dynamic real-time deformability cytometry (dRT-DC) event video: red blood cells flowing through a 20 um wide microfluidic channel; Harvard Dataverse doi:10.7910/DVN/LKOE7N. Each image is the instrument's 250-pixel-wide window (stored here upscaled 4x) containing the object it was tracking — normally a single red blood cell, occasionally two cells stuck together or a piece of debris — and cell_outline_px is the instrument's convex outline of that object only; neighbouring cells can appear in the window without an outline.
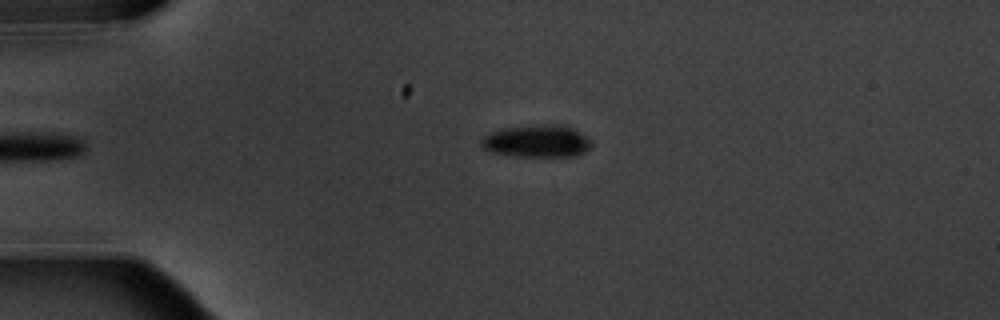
{"species": "common noctule bat (a hibernating species)", "species_latin": "Nyctalus noctula", "temperature_condition": "warm", "stored_images_in_passage": 5, "camera_frame_rate_fps": 3000, "um_per_image_px": 0.085, "animal": {"sex": "male", "body_mass_g": 20.1, "forearm_length_mm": 53.5}, "frame": {"image": 1, "passage_image": 5, "time_ms": 5.667, "image_size_px": [1000, 320], "cell_outline_px": [[592, 144], [584, 152], [576, 156], [516, 156], [488, 152], [480, 144], [480, 140], [488, 132], [504, 128], [556, 124], [564, 124], [588, 136], [592, 140]], "centroid_in_image_um": [45.64, 12.0], "position_along_channel_um": 39.4, "area_um2": 20.87}}